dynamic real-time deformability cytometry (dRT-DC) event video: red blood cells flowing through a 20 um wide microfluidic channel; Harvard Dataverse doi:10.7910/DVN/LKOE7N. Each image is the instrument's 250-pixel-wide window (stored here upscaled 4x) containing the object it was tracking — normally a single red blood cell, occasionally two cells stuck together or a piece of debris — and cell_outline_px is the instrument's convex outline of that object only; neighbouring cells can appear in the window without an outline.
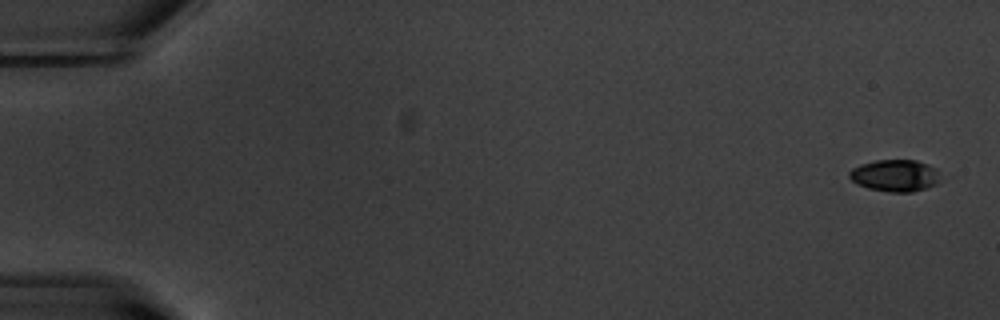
{"species": "common noctule bat (a hibernating species)", "species_latin": "Nyctalus noctula", "temperature_condition": "warm", "stored_images_in_passage": 4, "camera_frame_rate_fps": 3000, "um_per_image_px": 0.085, "animal": {"sex": "male", "body_mass_g": 20.1, "forearm_length_mm": 53.5}, "frame": {"image": 1, "passage_image": 1, "time_ms": 0.0, "image_size_px": [1000, 320], "cell_outline_px": [[940, 180], [936, 184], [912, 192], [888, 192], [868, 188], [856, 184], [848, 176], [848, 172], [852, 168], [860, 164], [876, 160], [916, 160], [928, 164], [936, 168]], "centroid_in_image_um": [76.05, 14.92], "position_along_channel_um": 9.0, "area_um2": 16.99}}